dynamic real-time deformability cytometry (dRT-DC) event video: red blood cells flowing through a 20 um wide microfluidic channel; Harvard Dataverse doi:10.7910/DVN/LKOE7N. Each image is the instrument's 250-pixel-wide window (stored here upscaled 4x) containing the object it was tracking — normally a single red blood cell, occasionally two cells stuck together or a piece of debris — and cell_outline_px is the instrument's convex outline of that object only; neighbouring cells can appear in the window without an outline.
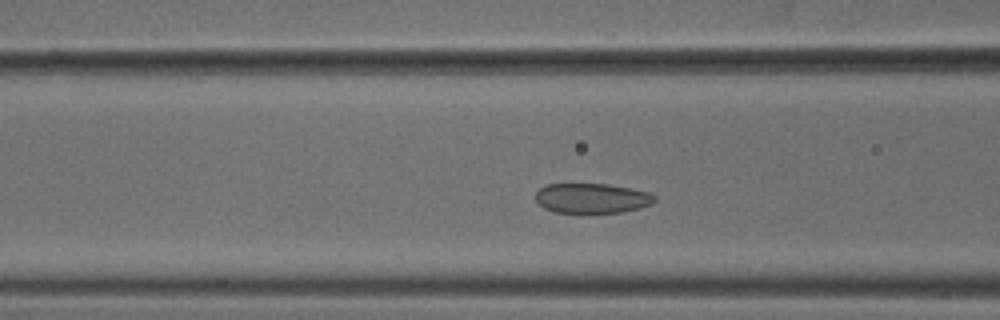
{"species": "common noctule bat (a hibernating species)", "species_latin": "Nyctalus noctula", "temperature_condition": "cold", "stored_images_in_passage": 45, "camera_frame_rate_fps": 3000, "um_per_image_px": 0.085, "animal": {"sex": "male", "body_mass_g": 18.8}, "frame": {"image": 1, "passage_image": 13, "time_ms": 4.0, "image_size_px": [1000, 320], "cell_outline_px": [[656, 200], [652, 204], [640, 208], [620, 212], [584, 216], [580, 216], [552, 212], [544, 208], [536, 200], [536, 192], [544, 184], [608, 184], [648, 192], [656, 196]], "centroid_in_image_um": [50.28, 16.9], "position_along_channel_um": 116.3, "area_um2": 21.68}}
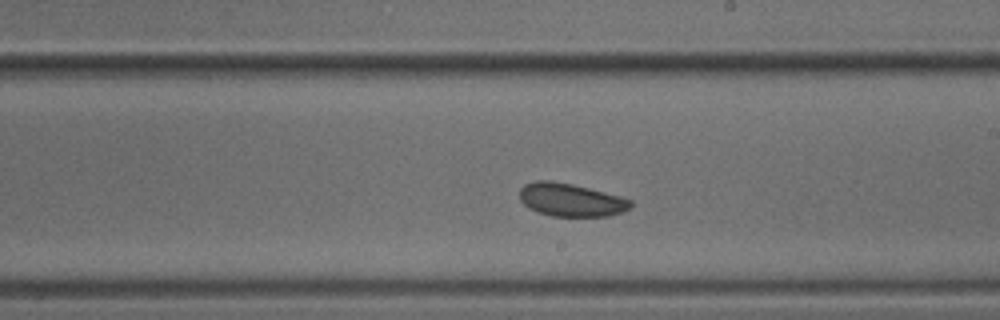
{"frame": {"image": 2, "passage_image": 23, "time_ms": 7.333, "image_size_px": [1000, 320], "cell_outline_px": [[632, 204], [624, 212], [608, 216], [552, 216], [536, 212], [528, 208], [520, 200], [520, 188], [524, 184], [536, 180], [552, 180], [572, 184], [620, 196], [632, 200]], "centroid_in_image_um": [48.49, 16.99], "position_along_channel_um": 240.5, "area_um2": 21.5}}
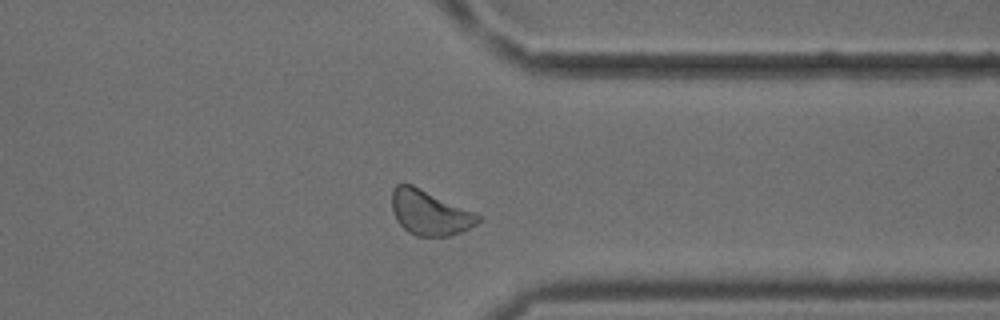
{"frame": {"image": 3, "passage_image": 34, "time_ms": 11.0, "image_size_px": [1000, 320], "cell_outline_px": [[484, 216], [476, 224], [460, 232], [448, 236], [416, 236], [408, 232], [396, 220], [392, 208], [392, 188], [396, 184], [412, 184], [476, 212]], "centroid_in_image_um": [36.53, 18.07], "position_along_channel_um": 374.9, "area_um2": 22.66}, "authors_computed_cell_mechanics": {"area_um2": 22.0218, "velocity_mm_per_s": 3.727, "shape_relaxation_time_tau1_ms": 1.223, "shape_relaxation_time_tau2_ms": null, "deformation_change_tau1": 0.047, "deformation_change_tau2": null}}